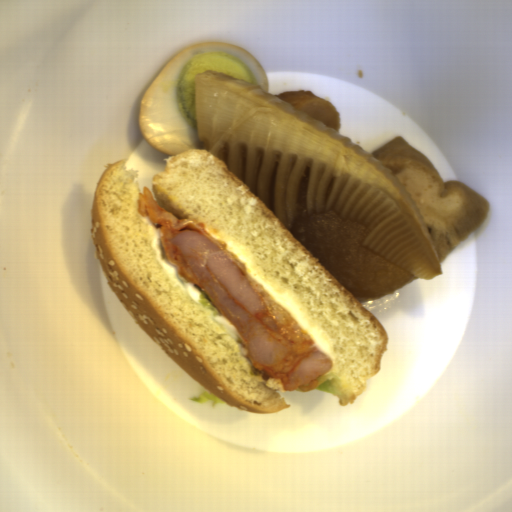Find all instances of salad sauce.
Segmentation results:
<instances>
[{"instance_id":"11859cd6","label":"salad sauce","mask_w":512,"mask_h":512,"mask_svg":"<svg viewBox=\"0 0 512 512\" xmlns=\"http://www.w3.org/2000/svg\"><path fill=\"white\" fill-rule=\"evenodd\" d=\"M205 230L215 240L224 242L227 250L241 259L248 273L253 276L265 288L268 294L275 298L283 309L305 330L315 347L323 351L332 360V362H335L334 352L330 344L314 322L298 305L274 287V285L255 266L249 252L226 239L211 228L208 227L205 228Z\"/></svg>"},{"instance_id":"1d5fafd9","label":"salad sauce","mask_w":512,"mask_h":512,"mask_svg":"<svg viewBox=\"0 0 512 512\" xmlns=\"http://www.w3.org/2000/svg\"><path fill=\"white\" fill-rule=\"evenodd\" d=\"M152 241L155 253L166 272L174 279V281L188 294V296L209 316L211 317L226 333L240 343L239 331L235 326L223 315H215L212 310L207 308L200 301L201 293L197 286L186 281L178 269L170 265L164 258L161 248L160 229L153 227Z\"/></svg>"}]
</instances>
